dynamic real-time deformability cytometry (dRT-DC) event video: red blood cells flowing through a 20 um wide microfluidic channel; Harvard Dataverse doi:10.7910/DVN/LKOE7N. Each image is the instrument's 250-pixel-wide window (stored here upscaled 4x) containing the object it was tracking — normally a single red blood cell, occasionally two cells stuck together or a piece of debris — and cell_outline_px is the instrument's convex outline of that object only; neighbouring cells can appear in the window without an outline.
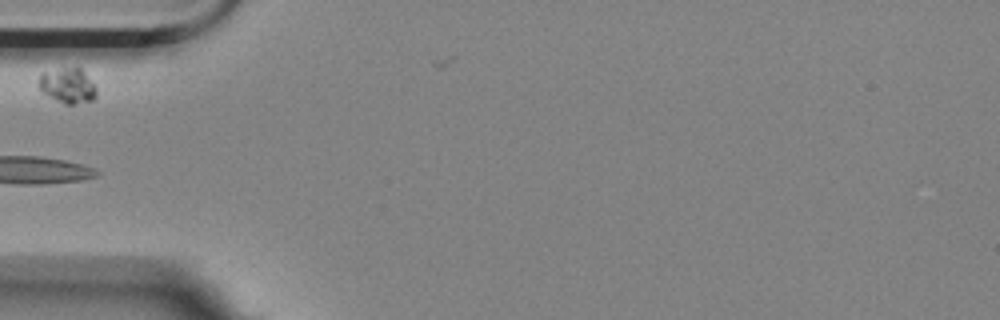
{"species": "Egyptian fruit bat (a non-hibernating species)", "species_latin": "Rousettus aegyptiacus", "temperature_condition": "room temperature", "stored_images_in_passage": 10, "segment_of_instrument_passage": [1, 2], "camera_frame_rate_fps": 3000, "um_per_image_px": 0.085, "animal": {"sex": "female"}, "frame": {"image": 1, "passage_image": 1, "time_ms": 0.0, "image_size_px": [1000, 320], "cell_outline_px": [[96, 96], [92, 100], [72, 104], [64, 104], [40, 92], [40, 72], [64, 68], [80, 68], [84, 72], [96, 88]], "centroid_in_image_um": [5.73, 7.28], "position_along_channel_um": 79.3, "area_um2": 11.62}}